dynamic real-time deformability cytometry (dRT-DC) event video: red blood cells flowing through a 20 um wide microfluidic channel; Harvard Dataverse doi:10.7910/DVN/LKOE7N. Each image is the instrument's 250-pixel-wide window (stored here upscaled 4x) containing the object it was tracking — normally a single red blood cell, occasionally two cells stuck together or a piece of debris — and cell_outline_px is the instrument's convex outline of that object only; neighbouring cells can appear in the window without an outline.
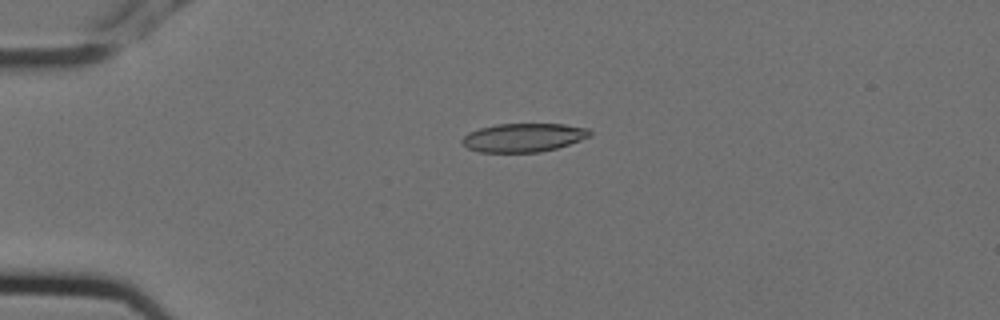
{"species": "Egyptian fruit bat (a non-hibernating species)", "species_latin": "Rousettus aegyptiacus", "temperature_condition": "cold", "stored_images_in_passage": 4, "camera_frame_rate_fps": 3000, "um_per_image_px": 0.085, "animal": {"sex": "female"}, "frame": {"image": 1, "passage_image": 2, "time_ms": 0.333, "image_size_px": [1000, 320], "cell_outline_px": [[592, 136], [556, 148], [540, 152], [480, 152], [468, 148], [460, 144], [460, 140], [468, 132], [480, 128], [496, 124], [564, 124], [588, 128], [592, 132]], "centroid_in_image_um": [44.48, 11.69], "position_along_channel_um": 40.5, "area_um2": 21.39}}
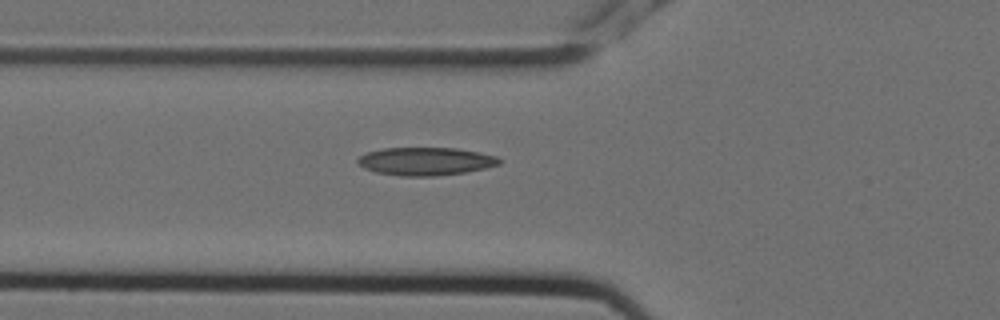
{"frame": {"image": 2, "passage_image": 4, "time_ms": 1.0, "image_size_px": [1000, 320], "cell_outline_px": [[504, 160], [500, 164], [484, 168], [464, 172], [436, 176], [400, 176], [376, 172], [364, 168], [356, 160], [360, 156], [368, 152], [384, 148], [456, 148], [496, 156]], "centroid_in_image_um": [36.18, 13.71], "position_along_channel_um": 89.6, "area_um2": 22.95}}